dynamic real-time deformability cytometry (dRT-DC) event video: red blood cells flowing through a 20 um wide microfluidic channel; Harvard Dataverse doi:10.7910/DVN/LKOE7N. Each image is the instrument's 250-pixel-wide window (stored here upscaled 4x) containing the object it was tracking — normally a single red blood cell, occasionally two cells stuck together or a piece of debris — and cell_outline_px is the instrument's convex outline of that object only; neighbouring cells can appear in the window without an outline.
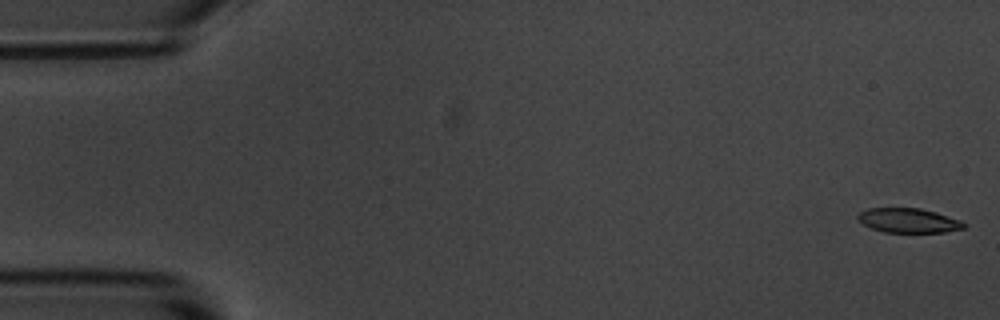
{"species": "common noctule bat (a hibernating species)", "species_latin": "Nyctalus noctula", "temperature_condition": "room temperature", "stored_images_in_passage": 55, "camera_frame_rate_fps": 3000, "um_per_image_px": 0.085, "animal": {"sex": "male", "body_mass_g": 20.1, "forearm_length_mm": 53.5}, "frame": {"image": 1, "passage_image": 1, "time_ms": 0.0, "image_size_px": [1000, 320], "cell_outline_px": [[968, 224], [964, 228], [944, 232], [884, 232], [872, 228], [864, 224], [856, 216], [860, 212], [868, 208], [920, 208], [936, 212], [960, 220]], "centroid_in_image_um": [77.24, 18.74], "position_along_channel_um": 7.8, "area_um2": 15.03}}
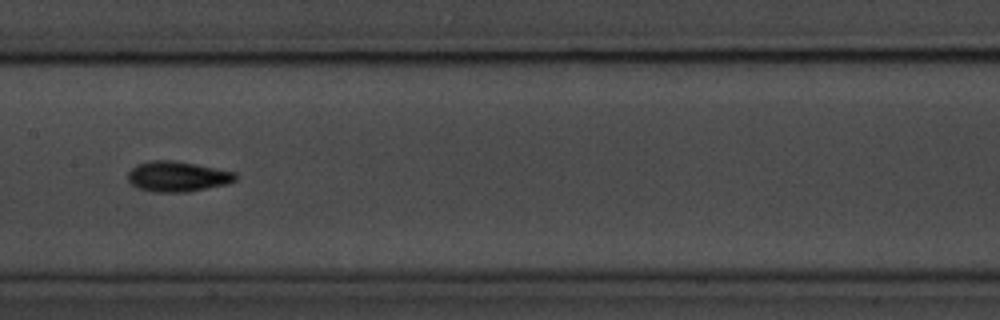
{"frame": {"image": 2, "passage_image": 27, "time_ms": 8.667, "image_size_px": [1000, 320], "cell_outline_px": [[236, 180], [228, 184], [188, 192], [152, 192], [136, 188], [128, 180], [128, 172], [136, 164], [152, 160], [172, 160], [196, 164], [236, 172]], "centroid_in_image_um": [15.07, 15.01], "position_along_channel_um": 192.3, "area_um2": 19.19}}
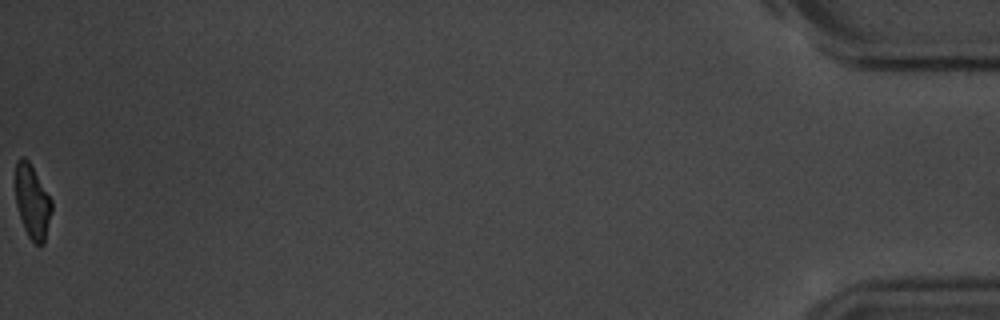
{"frame": {"image": 3, "passage_image": 55, "time_ms": 18.0, "image_size_px": [1000, 320], "cell_outline_px": [[52, 212], [44, 244], [36, 244], [28, 236], [24, 228], [16, 204], [16, 160], [20, 156], [24, 156], [28, 160], [52, 200]], "centroid_in_image_um": [2.76, 17.14], "position_along_channel_um": 432.4, "area_um2": 15.49}, "authors_computed_cell_mechanics": {"area_um2": 17.2244, "velocity_mm_per_s": 3.6611, "shape_relaxation_time_tau1_ms": 2.3128, "shape_relaxation_time_tau2_ms": 5.178, "deformation_change_tau1": 0.1157, "deformation_change_tau2": 0.1022}}